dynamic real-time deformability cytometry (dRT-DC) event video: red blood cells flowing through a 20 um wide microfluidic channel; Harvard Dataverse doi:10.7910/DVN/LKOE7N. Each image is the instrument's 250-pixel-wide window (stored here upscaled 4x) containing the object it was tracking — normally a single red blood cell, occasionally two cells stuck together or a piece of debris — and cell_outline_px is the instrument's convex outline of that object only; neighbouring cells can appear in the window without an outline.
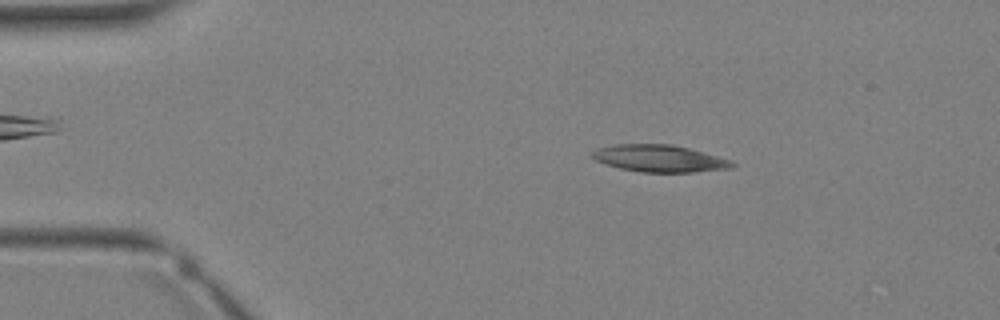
{"species": "Egyptian fruit bat (a non-hibernating species)", "species_latin": "Rousettus aegyptiacus", "temperature_condition": "warm", "stored_images_in_passage": 32, "camera_frame_rate_fps": 3000, "um_per_image_px": 0.085, "animal": {"sex": "female"}, "frame": {"image": 1, "passage_image": 4, "time_ms": 1.0, "image_size_px": [1000, 320], "cell_outline_px": [[736, 164], [732, 168], [692, 172], [640, 172], [620, 168], [604, 164], [596, 160], [592, 156], [592, 152], [596, 148], [616, 144], [672, 144], [688, 148], [732, 160]], "centroid_in_image_um": [56.05, 13.47], "position_along_channel_um": 29.0, "area_um2": 22.02}}
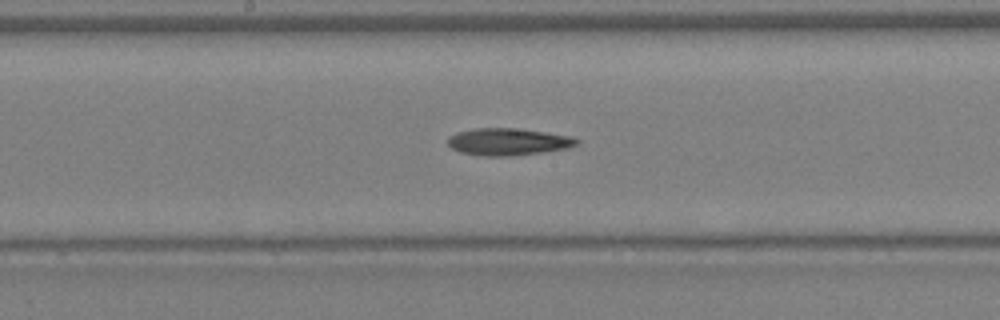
{"frame": {"image": 2, "passage_image": 16, "time_ms": 5.0, "image_size_px": [1000, 320], "cell_outline_px": [[580, 144], [568, 148], [540, 152], [508, 156], [484, 156], [460, 152], [452, 148], [448, 144], [448, 136], [456, 132], [476, 128], [520, 128], [572, 136], [580, 140]], "centroid_in_image_um": [43.21, 12.04], "position_along_channel_um": 205.0, "area_um2": 20.46}}
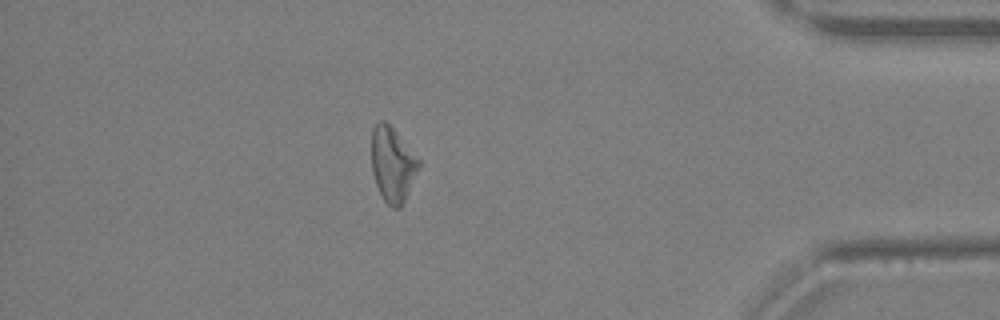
{"frame": {"image": 3, "passage_image": 28, "time_ms": 9.0, "image_size_px": [1000, 320], "cell_outline_px": [[420, 164], [404, 200], [400, 208], [392, 208], [384, 200], [376, 184], [372, 172], [372, 128], [380, 120], [384, 120], [396, 132], [420, 160]], "centroid_in_image_um": [33.35, 13.96], "position_along_channel_um": 401.9, "area_um2": 20.11}}